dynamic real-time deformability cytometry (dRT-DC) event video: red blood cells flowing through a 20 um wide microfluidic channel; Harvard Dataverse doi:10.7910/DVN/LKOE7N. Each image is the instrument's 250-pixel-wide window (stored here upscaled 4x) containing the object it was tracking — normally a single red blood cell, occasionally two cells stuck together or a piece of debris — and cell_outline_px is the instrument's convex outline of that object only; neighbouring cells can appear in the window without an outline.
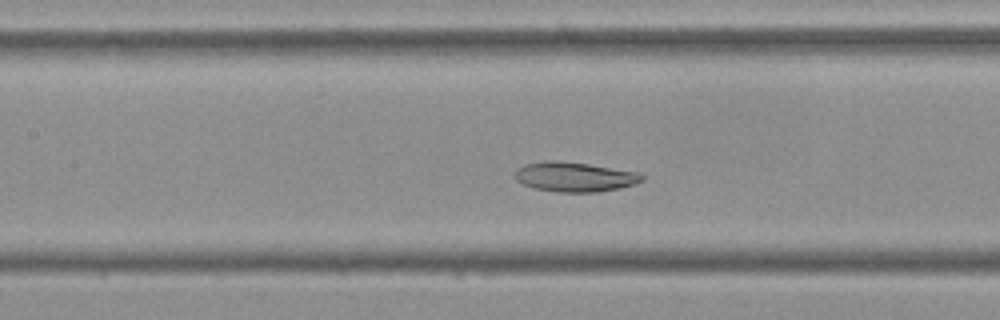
{"species": "Egyptian fruit bat (a non-hibernating species)", "species_latin": "Rousettus aegyptiacus", "temperature_condition": "cold", "stored_images_in_passage": 51, "camera_frame_rate_fps": 3000, "um_per_image_px": 0.085, "frame": {"image": 1, "passage_image": 21, "time_ms": 6.667, "image_size_px": [1000, 320], "cell_outline_px": [[644, 180], [636, 184], [620, 188], [596, 192], [556, 192], [536, 188], [524, 184], [516, 180], [512, 176], [516, 168], [524, 164], [544, 160], [560, 160], [588, 164], [636, 172], [644, 176]], "centroid_in_image_um": [48.79, 15.02], "position_along_channel_um": 158.6, "area_um2": 22.14}}
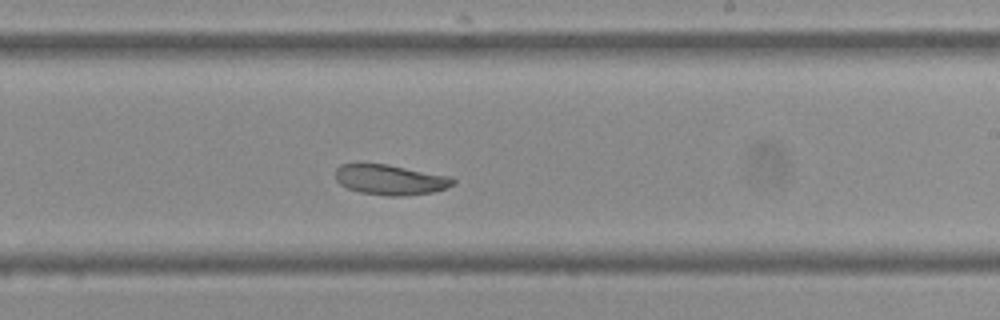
{"frame": {"image": 2, "passage_image": 29, "time_ms": 9.333, "image_size_px": [1000, 320], "cell_outline_px": [[456, 184], [432, 192], [400, 196], [388, 196], [360, 192], [348, 188], [340, 184], [336, 180], [336, 168], [340, 164], [388, 164], [452, 176], [456, 180]], "centroid_in_image_um": [33.21, 15.27], "position_along_channel_um": 255.8, "area_um2": 20.75}}
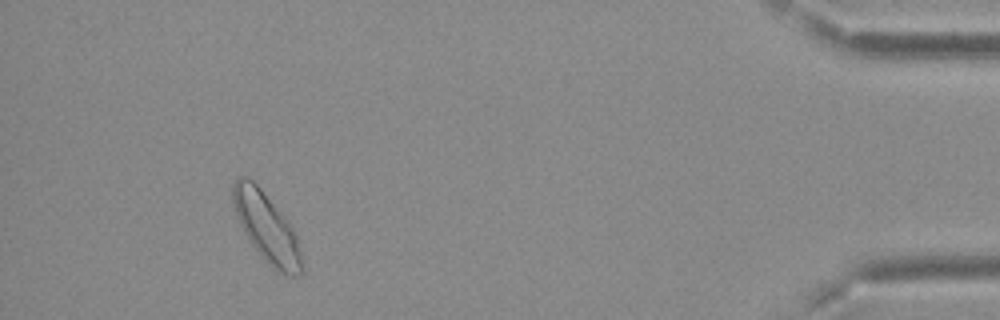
{"frame": {"image": 3, "passage_image": 47, "time_ms": 15.333, "image_size_px": [1000, 320], "cell_outline_px": [[304, 272], [300, 276], [292, 276], [276, 272], [264, 260], [252, 244], [240, 224], [236, 216], [232, 200], [232, 184], [236, 176], [248, 176], [260, 188], [288, 220], [296, 236], [304, 268]], "centroid_in_image_um": [22.66, 19.35], "position_along_channel_um": 412.5, "area_um2": 27.86}}